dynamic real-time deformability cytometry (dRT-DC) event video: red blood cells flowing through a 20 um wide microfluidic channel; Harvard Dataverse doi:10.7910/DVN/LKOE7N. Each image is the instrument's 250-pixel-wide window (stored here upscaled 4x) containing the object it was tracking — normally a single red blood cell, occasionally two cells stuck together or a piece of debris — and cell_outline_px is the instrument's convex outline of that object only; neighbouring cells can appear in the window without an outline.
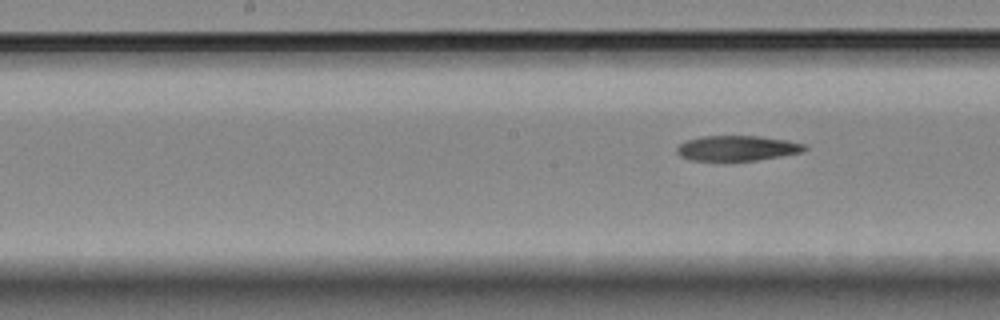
{"species": "Egyptian fruit bat (a non-hibernating species)", "species_latin": "Rousettus aegyptiacus", "temperature_condition": "room temperature", "stored_images_in_passage": 9, "segment_of_instrument_passage": [2, 2], "camera_frame_rate_fps": 3000, "um_per_image_px": 0.085, "animal": {"sex": "female"}, "frame": {"image": 1, "passage_image": 9, "time_ms": 10.0, "image_size_px": [1000, 320], "cell_outline_px": [[808, 148], [800, 152], [780, 156], [756, 160], [692, 160], [680, 156], [676, 152], [676, 148], [680, 144], [688, 140], [700, 136], [760, 136], [788, 140], [804, 144]], "centroid_in_image_um": [62.65, 12.58], "position_along_channel_um": 185.6, "area_um2": 18.55}}